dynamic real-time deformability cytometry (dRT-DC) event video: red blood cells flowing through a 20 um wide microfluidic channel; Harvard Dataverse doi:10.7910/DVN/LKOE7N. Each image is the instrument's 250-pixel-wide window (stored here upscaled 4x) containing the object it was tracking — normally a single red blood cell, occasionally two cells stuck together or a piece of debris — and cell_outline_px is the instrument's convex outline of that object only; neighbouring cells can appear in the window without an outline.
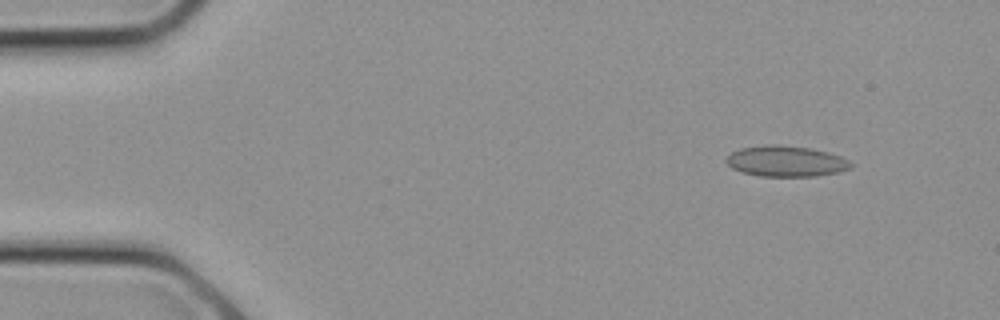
{"species": "common noctule bat (a hibernating species)", "species_latin": "Nyctalus noctula", "temperature_condition": "cold", "stored_images_in_passage": 11, "camera_frame_rate_fps": 3000, "um_per_image_px": 0.085, "animal": {"sex": "female", "body_mass_g": 21.9}, "frame": {"image": 1, "passage_image": 3, "time_ms": 0.667, "image_size_px": [1000, 320], "cell_outline_px": [[852, 168], [840, 172], [816, 176], [760, 176], [744, 172], [732, 168], [724, 160], [732, 152], [740, 148], [764, 144], [776, 144], [812, 148], [828, 152], [840, 156], [848, 160], [852, 164]], "centroid_in_image_um": [66.82, 13.69], "position_along_channel_um": 18.2, "area_um2": 22.48}}
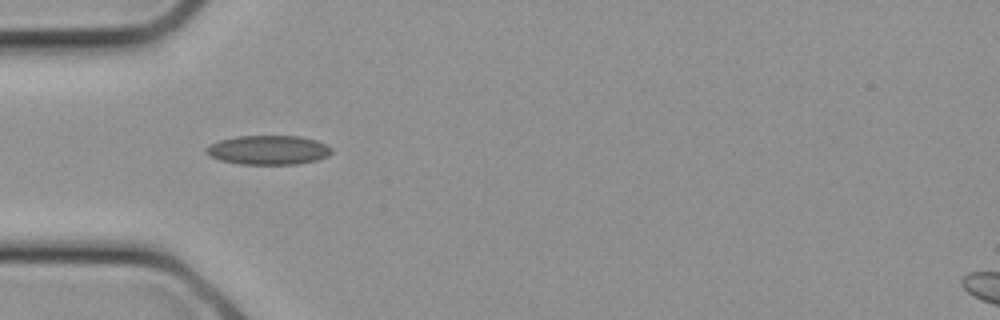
{"frame": {"image": 2, "passage_image": 8, "time_ms": 2.333, "image_size_px": [1000, 320], "cell_outline_px": [[332, 152], [328, 156], [316, 160], [296, 164], [240, 164], [220, 160], [208, 156], [204, 152], [204, 148], [208, 144], [220, 140], [236, 136], [300, 136], [316, 140], [332, 148]], "centroid_in_image_um": [22.75, 12.75], "position_along_channel_um": 62.2, "area_um2": 21.5}}
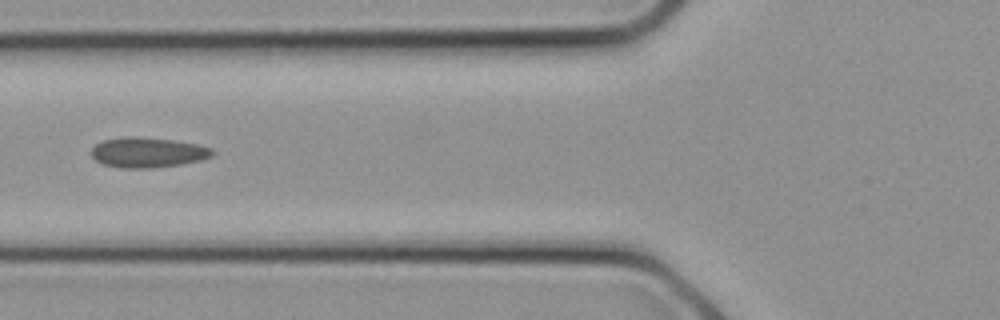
{"frame": {"image": 3, "passage_image": 10, "time_ms": 3.0, "image_size_px": [1000, 320], "cell_outline_px": [[216, 152], [212, 156], [200, 160], [180, 164], [152, 168], [120, 168], [100, 164], [92, 156], [92, 148], [96, 144], [104, 140], [124, 136], [136, 136], [172, 140], [196, 144], [212, 148]], "centroid_in_image_um": [12.54, 12.96], "position_along_channel_um": 113.3, "area_um2": 21.33}}